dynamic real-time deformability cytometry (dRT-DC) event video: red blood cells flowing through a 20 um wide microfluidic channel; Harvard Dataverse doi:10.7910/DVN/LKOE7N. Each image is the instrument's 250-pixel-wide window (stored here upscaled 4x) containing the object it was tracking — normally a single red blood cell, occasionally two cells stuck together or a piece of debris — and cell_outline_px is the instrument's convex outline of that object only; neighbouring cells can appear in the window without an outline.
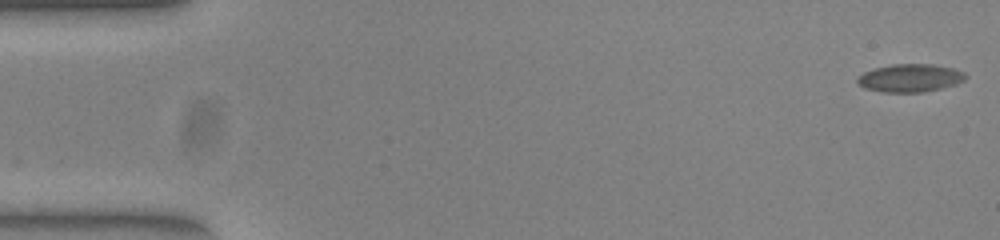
{"species": "common noctule bat (a hibernating species)", "species_latin": "Nyctalus noctula", "temperature_condition": "warm", "stored_images_in_passage": 52, "camera_frame_rate_fps": 3000, "um_per_image_px": 0.085, "animal": {"sex": "female", "body_mass_g": 23.0, "forearm_length_mm": 53.4}, "frame": {"image": 1, "passage_image": 1, "time_ms": 0.0, "image_size_px": [1000, 240], "cell_outline_px": [[968, 76], [964, 80], [956, 84], [940, 88], [920, 92], [884, 92], [864, 88], [856, 84], [856, 80], [864, 72], [872, 68], [892, 64], [932, 64], [952, 68], [964, 72]], "centroid_in_image_um": [77.33, 6.62], "position_along_channel_um": 7.7, "area_um2": 17.63}}
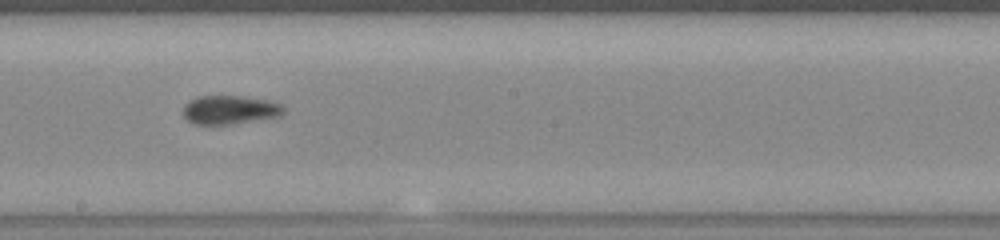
{"frame": {"image": 2, "passage_image": 29, "time_ms": 9.333, "image_size_px": [1000, 240], "cell_outline_px": [[284, 112], [280, 116], [232, 124], [192, 124], [184, 116], [184, 104], [200, 96], [244, 96], [268, 100], [280, 104], [284, 108]], "centroid_in_image_um": [19.54, 9.33], "position_along_channel_um": 228.7, "area_um2": 16.7}}
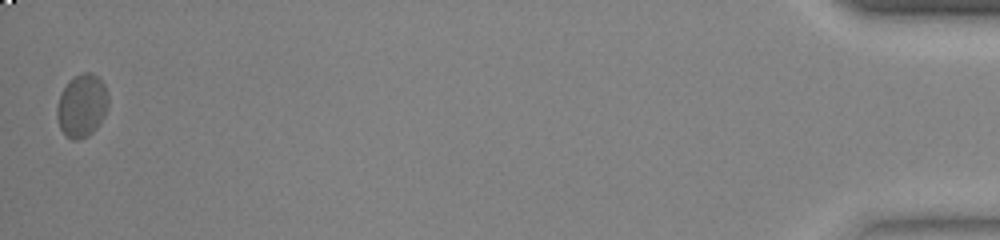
{"frame": {"image": 3, "passage_image": 52, "time_ms": 17.0, "image_size_px": [1000, 240], "cell_outline_px": [[108, 104], [104, 116], [100, 124], [88, 136], [76, 140], [72, 140], [60, 128], [56, 116], [56, 108], [60, 96], [68, 80], [80, 72], [92, 72], [104, 84], [108, 96]], "centroid_in_image_um": [6.96, 8.97], "position_along_channel_um": 428.2, "area_um2": 18.84}, "authors_computed_cell_mechanics": {"area_um2": 16.8487, "velocity_mm_per_s": 3.8906, "shape_relaxation_time_tau1_ms": null, "shape_relaxation_time_tau2_ms": 1.9148, "deformation_change_tau1": null, "deformation_change_tau2": 0.0696}}